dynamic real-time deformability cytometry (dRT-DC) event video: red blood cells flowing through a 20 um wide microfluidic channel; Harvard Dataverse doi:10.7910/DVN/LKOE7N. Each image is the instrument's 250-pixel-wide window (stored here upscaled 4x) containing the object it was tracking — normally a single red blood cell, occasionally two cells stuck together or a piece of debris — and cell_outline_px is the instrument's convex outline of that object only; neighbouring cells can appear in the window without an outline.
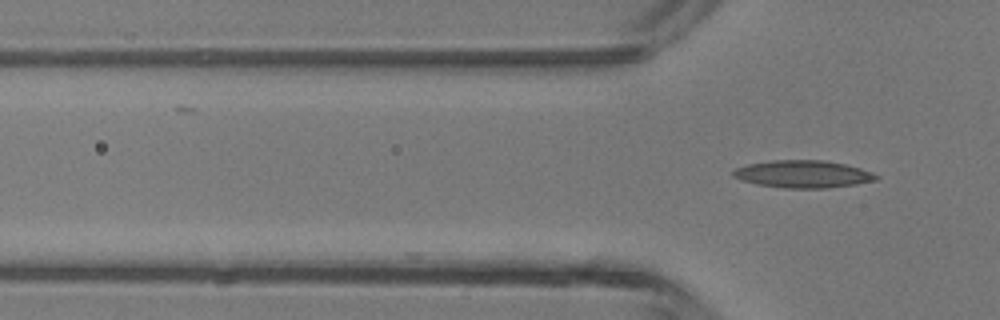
{"species": "common noctule bat (a hibernating species)", "species_latin": "Nyctalus noctula", "temperature_condition": "room temperature", "stored_images_in_passage": 3, "camera_frame_rate_fps": 3000, "um_per_image_px": 0.085, "animal": {"sex": "male", "body_mass_g": 13.3}, "frame": {"image": 1, "passage_image": 3, "time_ms": 0.667, "image_size_px": [1000, 320], "cell_outline_px": [[880, 176], [876, 180], [856, 184], [828, 188], [784, 188], [756, 184], [732, 176], [732, 172], [736, 168], [748, 164], [772, 160], [824, 160], [844, 164], [860, 168], [872, 172]], "centroid_in_image_um": [68.27, 14.8], "position_along_channel_um": 57.5, "area_um2": 22.77}}